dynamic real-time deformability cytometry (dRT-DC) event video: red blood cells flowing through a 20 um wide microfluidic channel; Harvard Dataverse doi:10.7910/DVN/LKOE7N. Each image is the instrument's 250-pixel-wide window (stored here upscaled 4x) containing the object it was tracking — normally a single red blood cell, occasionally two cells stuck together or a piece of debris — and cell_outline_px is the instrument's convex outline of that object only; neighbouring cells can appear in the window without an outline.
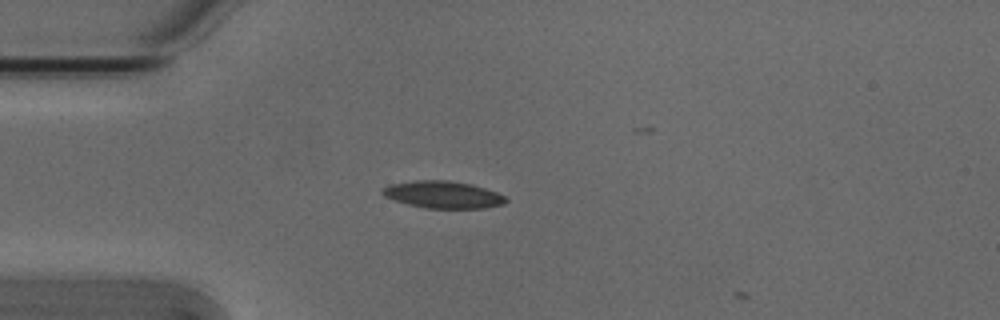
{"species": "Egyptian fruit bat (a non-hibernating species)", "species_latin": "Rousettus aegyptiacus", "temperature_condition": "cold", "stored_images_in_passage": 2, "camera_frame_rate_fps": 3000, "um_per_image_px": 0.085, "animal": {"sex": "male"}, "frame": {"image": 1, "passage_image": 1, "time_ms": 0.0, "image_size_px": [1000, 320], "cell_outline_px": [[508, 200], [504, 204], [484, 208], [428, 208], [408, 204], [384, 196], [380, 192], [380, 188], [388, 184], [412, 180], [448, 180], [472, 184], [496, 192], [504, 196]], "centroid_in_image_um": [37.62, 16.53], "position_along_channel_um": 47.4, "area_um2": 19.59}}